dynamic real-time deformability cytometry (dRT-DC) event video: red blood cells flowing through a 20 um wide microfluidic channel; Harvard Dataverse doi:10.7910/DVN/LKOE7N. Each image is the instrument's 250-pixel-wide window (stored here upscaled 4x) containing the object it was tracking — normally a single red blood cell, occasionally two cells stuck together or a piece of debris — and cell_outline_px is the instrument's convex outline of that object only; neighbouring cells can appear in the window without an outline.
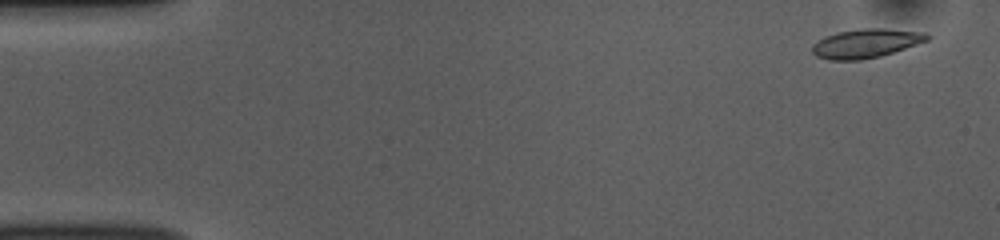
{"species": "common noctule bat (a hibernating species)", "species_latin": "Nyctalus noctula", "temperature_condition": "room temperature", "stored_images_in_passage": 8, "camera_frame_rate_fps": 3000, "um_per_image_px": 0.085, "animal": {"sex": "female", "body_mass_g": 10.0, "forearm_length_mm": 53.1}, "frame": {"image": 1, "passage_image": 3, "time_ms": 0.667, "image_size_px": [1000, 240], "cell_outline_px": [[932, 36], [928, 40], [880, 56], [860, 60], [828, 60], [816, 56], [812, 52], [812, 44], [824, 36], [840, 32], [860, 28], [884, 28], [924, 32]], "centroid_in_image_um": [73.58, 3.68], "position_along_channel_um": 11.4, "area_um2": 19.36}}